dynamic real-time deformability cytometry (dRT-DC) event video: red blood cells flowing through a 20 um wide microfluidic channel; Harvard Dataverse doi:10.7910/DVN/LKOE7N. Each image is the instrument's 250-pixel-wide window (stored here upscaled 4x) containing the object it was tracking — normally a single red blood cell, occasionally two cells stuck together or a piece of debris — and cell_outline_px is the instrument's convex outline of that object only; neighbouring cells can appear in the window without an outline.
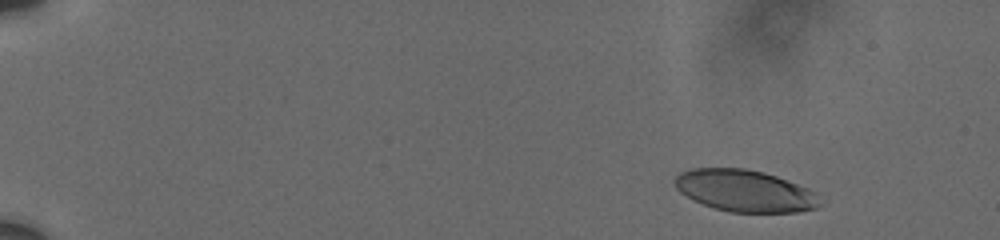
{"species": "human", "species_latin": "Homo sapiens", "temperature_condition": "cold", "stored_images_in_passage": 11, "camera_frame_rate_fps": 3000, "um_per_image_px": 0.085, "donor": {"sex": "male"}, "frame": {"image": 1, "passage_image": 2, "time_ms": 1.0, "image_size_px": [1000, 240], "cell_outline_px": [[820, 204], [816, 208], [796, 212], [732, 212], [716, 208], [704, 204], [680, 192], [676, 188], [676, 176], [680, 172], [692, 168], [744, 168], [764, 172], [776, 176], [808, 188], [812, 192]], "centroid_in_image_um": [63.29, 16.2], "position_along_channel_um": 21.7, "area_um2": 34.74}}
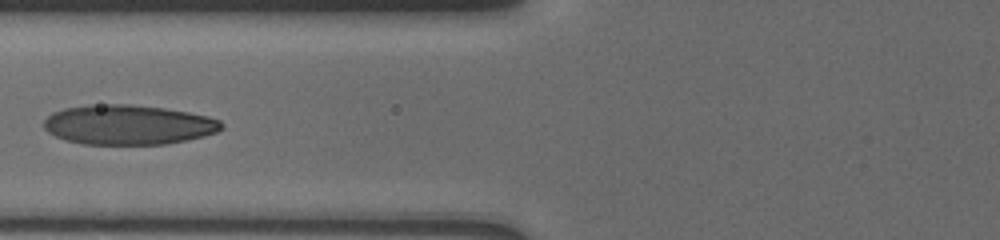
{"frame": {"image": 2, "passage_image": 9, "time_ms": 7.333, "image_size_px": [1000, 240], "cell_outline_px": [[224, 128], [216, 132], [204, 136], [188, 140], [168, 144], [80, 144], [64, 140], [48, 132], [44, 128], [44, 120], [52, 112], [64, 108], [88, 104], [132, 104], [164, 108], [188, 112], [208, 116], [220, 120], [224, 124]], "centroid_in_image_um": [10.9, 10.6], "position_along_channel_um": 114.9, "area_um2": 41.56}}
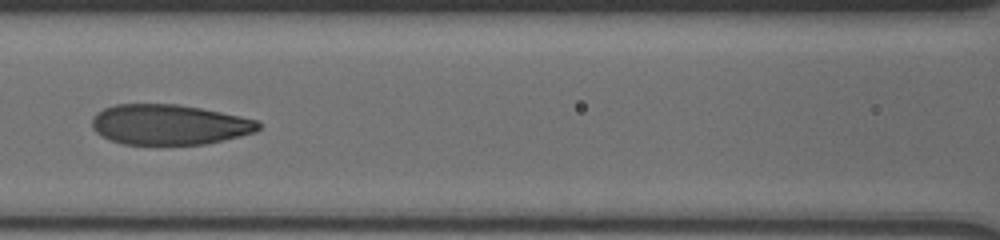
{"frame": {"image": 3, "passage_image": 10, "time_ms": 8.333, "image_size_px": [1000, 240], "cell_outline_px": [[260, 128], [256, 132], [240, 136], [204, 144], [124, 144], [108, 140], [100, 136], [92, 128], [92, 116], [96, 112], [104, 108], [116, 104], [176, 104], [200, 108], [240, 116], [256, 120], [260, 124]], "centroid_in_image_um": [14.33, 10.59], "position_along_channel_um": 152.3, "area_um2": 39.07}}